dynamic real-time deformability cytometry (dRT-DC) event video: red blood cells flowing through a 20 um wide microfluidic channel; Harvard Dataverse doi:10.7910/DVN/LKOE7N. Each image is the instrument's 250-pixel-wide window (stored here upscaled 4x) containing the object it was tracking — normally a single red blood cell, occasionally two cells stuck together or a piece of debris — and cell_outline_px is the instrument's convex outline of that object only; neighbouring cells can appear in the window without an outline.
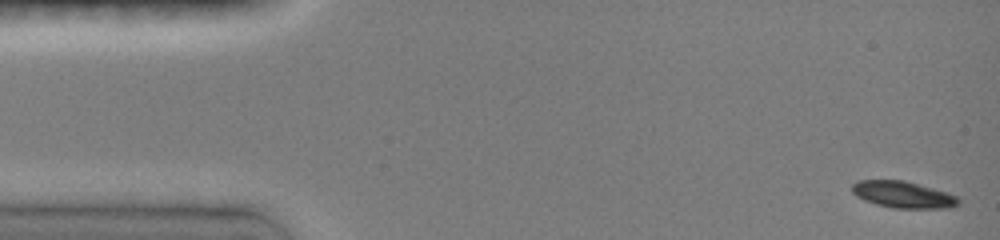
{"species": "common noctule bat (a hibernating species)", "species_latin": "Nyctalus noctula", "temperature_condition": "room temperature", "stored_images_in_passage": 46, "camera_frame_rate_fps": 3000, "um_per_image_px": 0.085, "animal": {"sex": "female", "body_mass_g": 19.0, "forearm_length_mm": 51.5}, "frame": {"image": 1, "passage_image": 1, "time_ms": 0.0, "image_size_px": [1000, 240], "cell_outline_px": [[960, 204], [952, 208], [892, 208], [876, 204], [864, 200], [856, 196], [852, 192], [852, 184], [860, 180], [904, 180], [932, 188], [956, 196], [960, 200]], "centroid_in_image_um": [76.75, 16.55], "position_along_channel_um": 8.2, "area_um2": 16.47}}
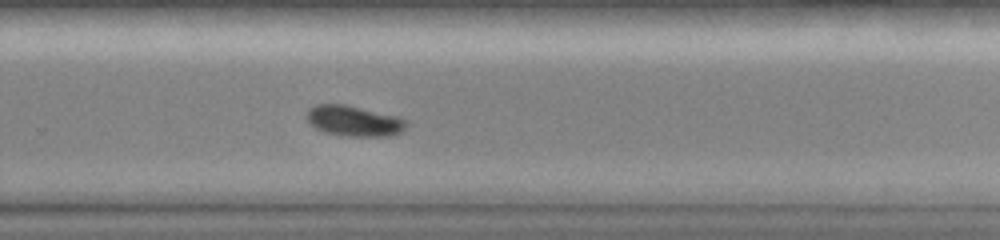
{"frame": {"image": 2, "passage_image": 31, "time_ms": 10.0, "image_size_px": [1000, 240], "cell_outline_px": [[408, 124], [400, 132], [392, 136], [340, 136], [316, 128], [308, 120], [308, 108], [316, 104], [348, 104], [400, 116], [408, 120]], "centroid_in_image_um": [30.16, 10.26], "position_along_channel_um": 299.6, "area_um2": 17.98}}
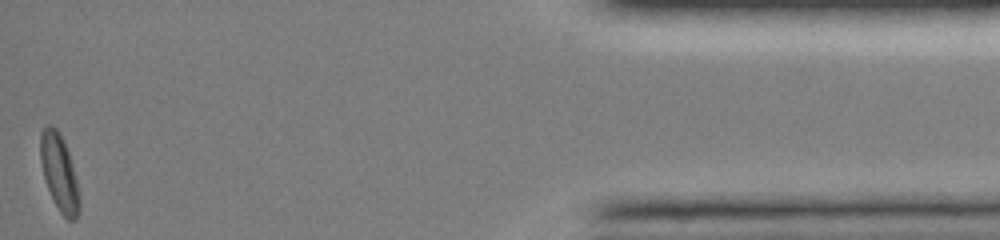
{"frame": {"image": 3, "passage_image": 46, "time_ms": 15.0, "image_size_px": [1000, 240], "cell_outline_px": [[80, 212], [76, 220], [68, 220], [60, 212], [48, 188], [44, 176], [40, 160], [40, 132], [44, 124], [52, 124], [60, 132], [68, 152], [76, 180], [80, 200]], "centroid_in_image_um": [5.03, 14.64], "position_along_channel_um": 430.2, "area_um2": 17.34}, "authors_computed_cell_mechanics": {"area_um2": 17.3689, "velocity_mm_per_s": 4.097, "shape_relaxation_time_tau1_ms": 2.0309, "shape_relaxation_time_tau2_ms": null, "deformation_change_tau1": 0.1076, "deformation_change_tau2": null}}